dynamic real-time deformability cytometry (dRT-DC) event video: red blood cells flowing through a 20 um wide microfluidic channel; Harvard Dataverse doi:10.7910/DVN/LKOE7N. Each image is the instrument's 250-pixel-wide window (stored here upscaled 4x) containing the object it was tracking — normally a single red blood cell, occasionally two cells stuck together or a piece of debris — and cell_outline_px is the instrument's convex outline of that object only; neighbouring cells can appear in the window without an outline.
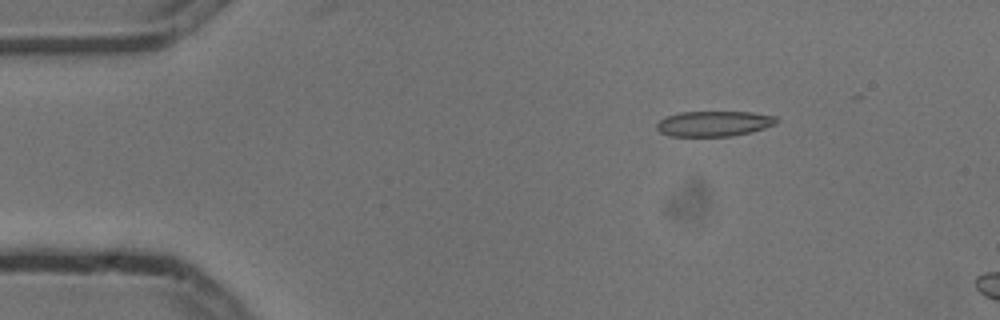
{"species": "common noctule bat (a hibernating species)", "species_latin": "Nyctalus noctula", "temperature_condition": "cold", "stored_images_in_passage": 4, "camera_frame_rate_fps": 3000, "um_per_image_px": 0.085, "animal": {"sex": "male", "body_mass_g": 13.3}, "frame": {"image": 1, "passage_image": 2, "time_ms": 0.333, "image_size_px": [1000, 320], "cell_outline_px": [[780, 120], [776, 124], [752, 132], [732, 136], [668, 136], [660, 132], [656, 128], [656, 124], [660, 120], [668, 116], [680, 112], [752, 112], [776, 116]], "centroid_in_image_um": [60.72, 10.51], "position_along_channel_um": 24.3, "area_um2": 17.8}}